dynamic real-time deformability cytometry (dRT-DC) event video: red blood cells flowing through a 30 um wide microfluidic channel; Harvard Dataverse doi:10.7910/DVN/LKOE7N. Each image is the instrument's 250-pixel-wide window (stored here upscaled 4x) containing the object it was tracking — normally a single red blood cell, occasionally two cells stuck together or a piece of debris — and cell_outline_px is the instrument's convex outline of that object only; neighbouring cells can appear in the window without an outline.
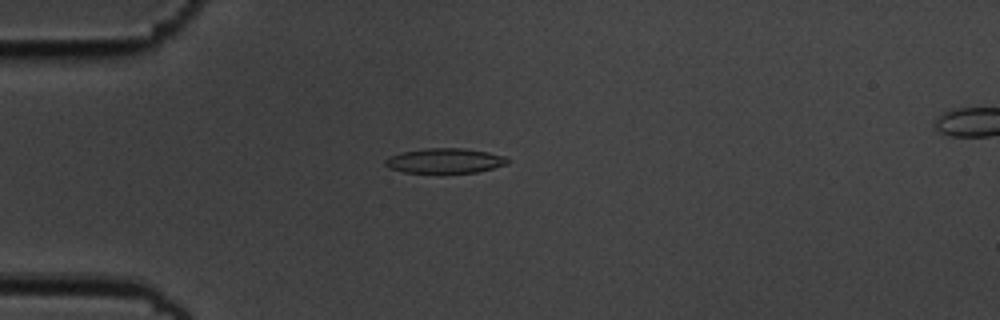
{"species": "common noctule bat (a hibernating species)", "species_latin": "Nyctalus noctula", "temperature_condition": "cold", "stored_images_in_passage": 55, "camera_frame_rate_fps": 3000, "um_per_image_px": 0.085, "animal": {"sex": "male", "body_mass_g": 19.5, "forearm_length_mm": 54.6}, "frame": {"image": 1, "passage_image": 15, "time_ms": 4.667, "image_size_px": [1000, 320], "cell_outline_px": [[508, 164], [476, 172], [440, 176], [404, 172], [388, 168], [384, 164], [384, 160], [388, 156], [404, 152], [424, 148], [464, 148], [488, 152], [504, 156], [508, 160]], "centroid_in_image_um": [37.76, 13.71], "position_along_channel_um": 47.2, "area_um2": 18.61}}
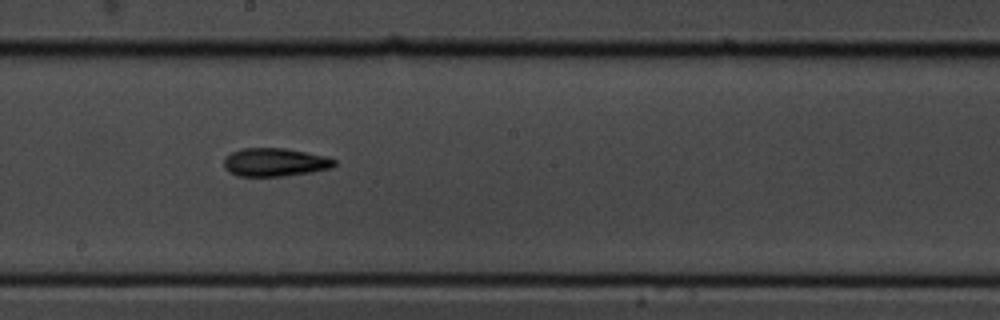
{"frame": {"image": 2, "passage_image": 31, "time_ms": 10.0, "image_size_px": [1000, 320], "cell_outline_px": [[336, 164], [332, 168], [312, 172], [284, 176], [240, 176], [228, 172], [224, 168], [224, 160], [232, 152], [244, 148], [284, 148], [324, 156], [336, 160]], "centroid_in_image_um": [23.37, 13.8], "position_along_channel_um": 224.8, "area_um2": 18.09}}
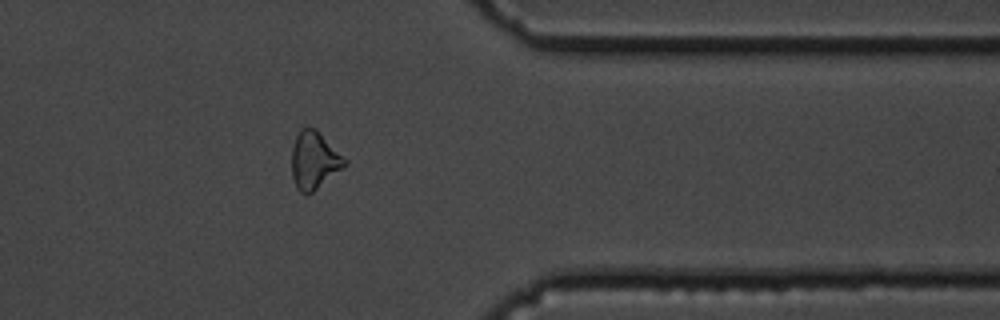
{"frame": {"image": 3, "passage_image": 45, "time_ms": 14.667, "image_size_px": [1000, 320], "cell_outline_px": [[348, 164], [344, 168], [308, 196], [304, 196], [296, 188], [292, 176], [292, 148], [296, 136], [300, 128], [316, 128], [348, 160]], "centroid_in_image_um": [26.72, 13.66], "position_along_channel_um": 384.7, "area_um2": 18.15}, "authors_computed_cell_mechanics": {"area_um2": 17.8024, "velocity_mm_per_s": 3.6658, "shape_relaxation_time_tau1_ms": 5.0703, "shape_relaxation_time_tau2_ms": 4.8841, "deformation_change_tau1": 0.132, "deformation_change_tau2": 0.1309}}